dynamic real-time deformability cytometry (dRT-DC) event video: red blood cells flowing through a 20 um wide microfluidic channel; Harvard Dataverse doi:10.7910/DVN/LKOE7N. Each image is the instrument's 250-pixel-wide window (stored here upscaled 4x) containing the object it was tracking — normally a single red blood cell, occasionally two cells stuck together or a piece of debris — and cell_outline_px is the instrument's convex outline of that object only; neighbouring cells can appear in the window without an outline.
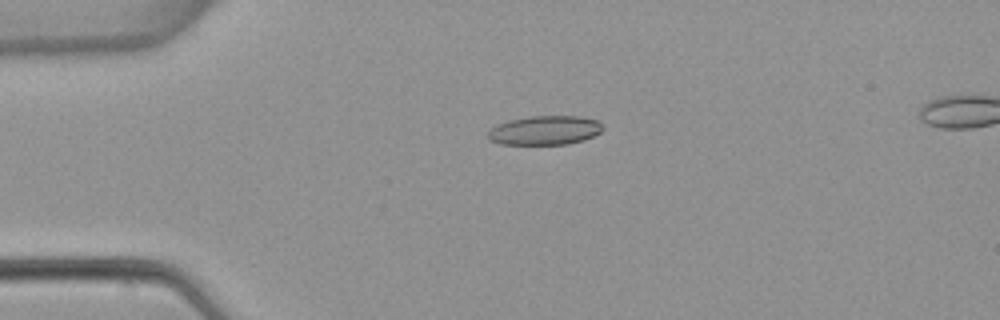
{"species": "common noctule bat (a hibernating species)", "species_latin": "Nyctalus noctula", "temperature_condition": "warm", "stored_images_in_passage": 3, "camera_frame_rate_fps": 3000, "um_per_image_px": 0.085, "animal": {"sex": "female", "body_mass_g": 22.7, "forearm_length_mm": 54.2}, "frame": {"image": 1, "passage_image": 1, "time_ms": 0.0, "image_size_px": [1000, 320], "cell_outline_px": [[604, 128], [600, 132], [584, 140], [568, 144], [500, 144], [488, 140], [488, 132], [496, 124], [508, 120], [528, 116], [580, 116], [600, 120], [604, 124]], "centroid_in_image_um": [46.33, 11.06], "position_along_channel_um": 38.7, "area_um2": 19.77}}
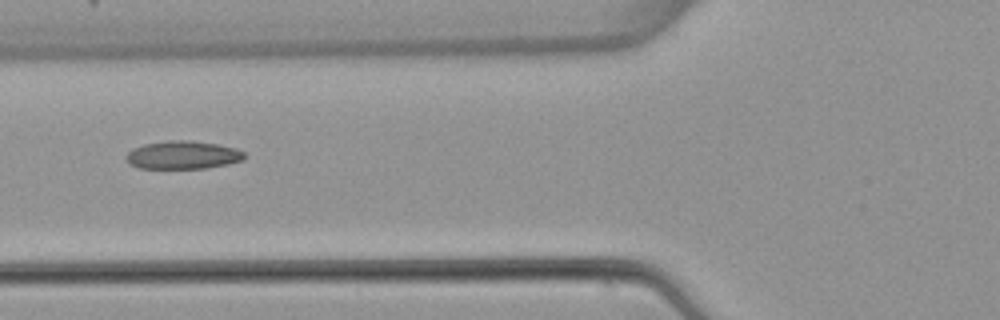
{"frame": {"image": 2, "passage_image": 3, "time_ms": 2.667, "image_size_px": [1000, 320], "cell_outline_px": [[244, 160], [228, 164], [204, 168], [140, 168], [128, 164], [124, 156], [132, 148], [144, 144], [168, 140], [192, 140], [216, 144], [236, 148], [244, 152]], "centroid_in_image_um": [15.51, 13.17], "position_along_channel_um": 110.3, "area_um2": 19.48}}